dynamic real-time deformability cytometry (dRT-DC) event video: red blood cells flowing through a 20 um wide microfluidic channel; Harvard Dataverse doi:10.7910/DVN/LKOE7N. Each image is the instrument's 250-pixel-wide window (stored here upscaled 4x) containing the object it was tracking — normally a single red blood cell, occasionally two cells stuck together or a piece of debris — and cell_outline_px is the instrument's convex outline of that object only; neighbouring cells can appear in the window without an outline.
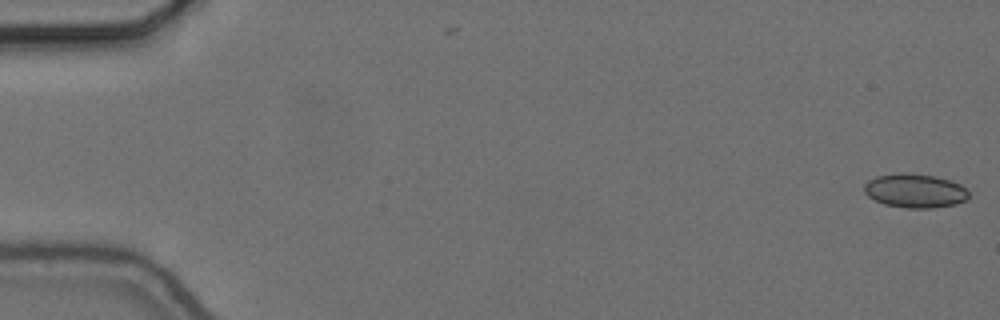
{"species": "common noctule bat (a hibernating species)", "species_latin": "Nyctalus noctula", "temperature_condition": "cold", "stored_images_in_passage": 2, "camera_frame_rate_fps": 3000, "um_per_image_px": 0.085, "animal": {"sex": "female", "body_mass_g": 24.6, "forearm_length_mm": 56.2}, "frame": {"image": 1, "passage_image": 2, "time_ms": 0.333, "image_size_px": [1000, 320], "cell_outline_px": [[968, 196], [964, 200], [956, 204], [932, 208], [908, 208], [884, 204], [868, 196], [864, 192], [864, 184], [868, 180], [876, 176], [932, 176], [948, 180], [960, 184], [968, 192]], "centroid_in_image_um": [77.77, 16.27], "position_along_channel_um": 7.2, "area_um2": 19.65}}